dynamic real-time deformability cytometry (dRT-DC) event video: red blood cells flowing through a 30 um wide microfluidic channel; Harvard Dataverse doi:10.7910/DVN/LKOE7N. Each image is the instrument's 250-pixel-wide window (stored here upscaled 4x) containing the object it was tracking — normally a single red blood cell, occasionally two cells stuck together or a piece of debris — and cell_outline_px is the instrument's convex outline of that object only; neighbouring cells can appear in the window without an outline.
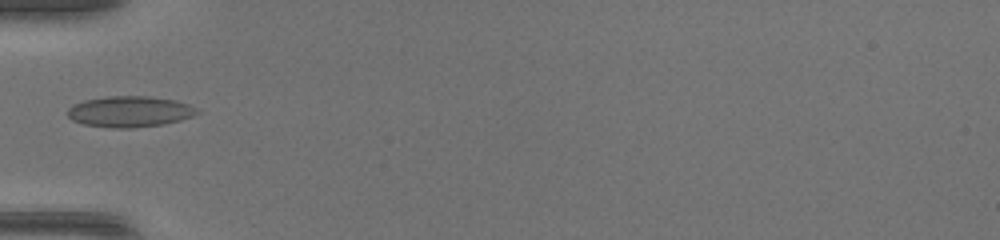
{"species": "common noctule bat (a hibernating species)", "species_latin": "Nyctalus noctula", "temperature_condition": "warm", "stored_images_in_passage": 31, "camera_frame_rate_fps": 3000, "um_per_image_px": 0.085, "animal": {"sex": "female", "body_mass_g": 17.0, "forearm_length_mm": 48.0}, "frame": {"image": 1, "passage_image": 1, "time_ms": 0.0, "image_size_px": [1000, 240], "cell_outline_px": [[200, 112], [192, 116], [180, 120], [160, 124], [132, 128], [112, 128], [84, 124], [72, 120], [68, 116], [68, 108], [72, 104], [84, 100], [108, 96], [148, 96], [176, 100], [188, 104], [196, 108]], "centroid_in_image_um": [11.0, 9.48], "position_along_channel_um": 74.0, "area_um2": 23.29}}
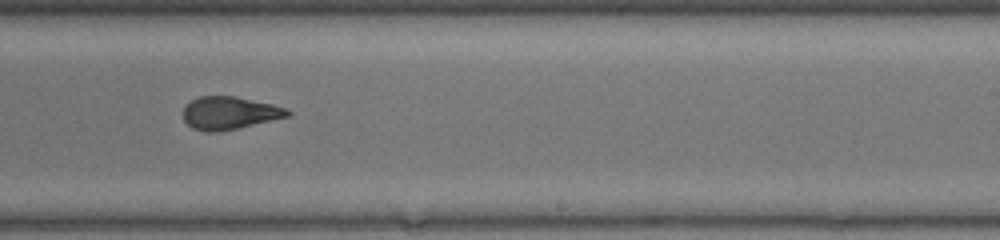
{"frame": {"image": 2, "passage_image": 14, "time_ms": 4.333, "image_size_px": [1000, 240], "cell_outline_px": [[292, 116], [220, 132], [204, 132], [192, 128], [184, 120], [184, 108], [192, 100], [200, 96], [236, 96], [272, 104], [284, 108], [292, 112]], "centroid_in_image_um": [19.53, 9.61], "position_along_channel_um": 269.5, "area_um2": 20.0}}
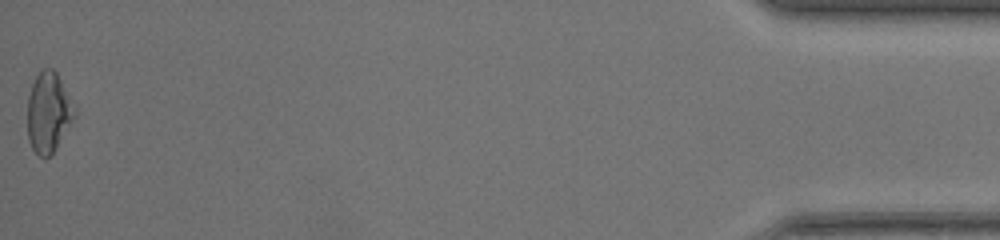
{"frame": {"image": 3, "passage_image": 31, "time_ms": 10.0, "image_size_px": [1000, 240], "cell_outline_px": [[76, 116], [52, 152], [48, 156], [40, 156], [32, 148], [28, 140], [28, 96], [32, 84], [36, 76], [44, 68], [52, 68], [56, 72], [76, 108]], "centroid_in_image_um": [4.12, 9.53], "position_along_channel_um": 431.1, "area_um2": 21.62}}